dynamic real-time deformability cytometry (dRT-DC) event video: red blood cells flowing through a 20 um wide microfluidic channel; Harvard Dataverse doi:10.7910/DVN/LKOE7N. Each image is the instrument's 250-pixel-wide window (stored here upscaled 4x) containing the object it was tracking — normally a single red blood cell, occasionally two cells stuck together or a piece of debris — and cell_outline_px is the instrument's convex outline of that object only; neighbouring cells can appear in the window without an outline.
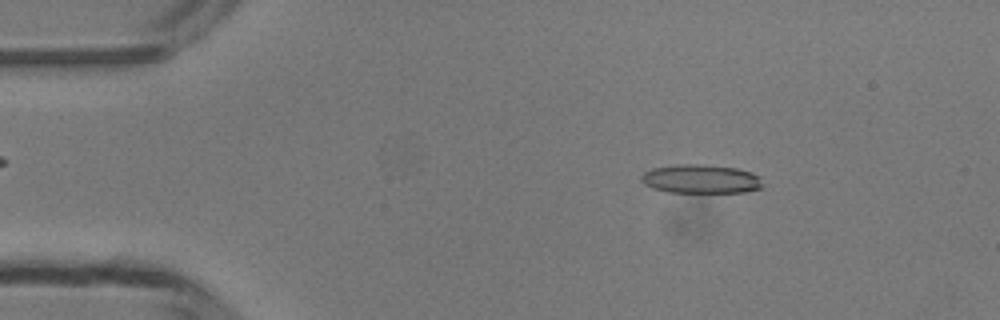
{"species": "common noctule bat (a hibernating species)", "species_latin": "Nyctalus noctula", "temperature_condition": "room temperature", "stored_images_in_passage": 48, "camera_frame_rate_fps": 3000, "um_per_image_px": 0.085, "animal": {"sex": "male", "body_mass_g": 13.3}, "frame": {"image": 1, "passage_image": 7, "time_ms": 2.0, "image_size_px": [1000, 320], "cell_outline_px": [[764, 188], [744, 192], [668, 192], [652, 188], [644, 184], [640, 180], [640, 176], [644, 172], [652, 168], [676, 164], [696, 164], [736, 168], [752, 172], [760, 176]], "centroid_in_image_um": [59.58, 15.21], "position_along_channel_um": 25.4, "area_um2": 20.58}}
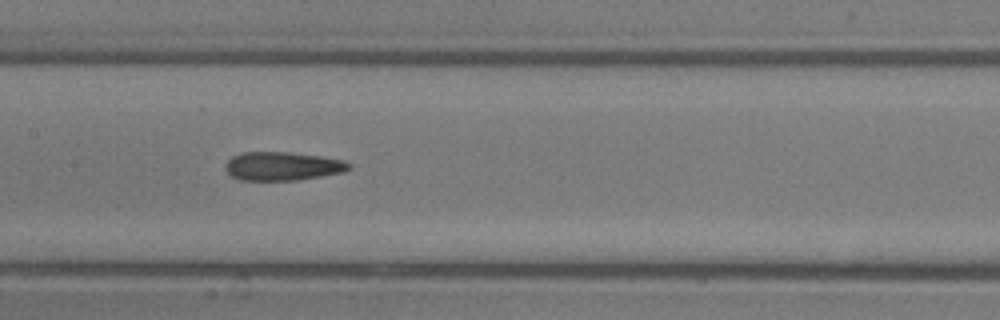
{"frame": {"image": 2, "passage_image": 23, "time_ms": 7.333, "image_size_px": [1000, 320], "cell_outline_px": [[352, 168], [344, 172], [300, 180], [240, 180], [232, 176], [224, 168], [224, 164], [232, 156], [240, 152], [288, 152], [320, 156], [344, 160], [352, 164]], "centroid_in_image_um": [24.03, 14.12], "position_along_channel_um": 183.4, "area_um2": 20.81}}
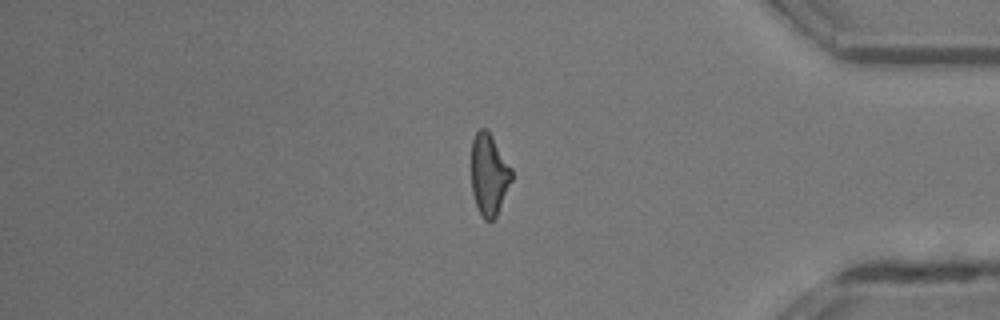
{"frame": {"image": 3, "passage_image": 40, "time_ms": 13.0, "image_size_px": [1000, 320], "cell_outline_px": [[512, 180], [496, 216], [492, 220], [484, 220], [476, 204], [472, 192], [472, 140], [476, 132], [480, 128], [484, 128], [492, 136], [512, 168]], "centroid_in_image_um": [41.57, 14.82], "position_along_channel_um": 393.6, "area_um2": 18.9}, "authors_computed_cell_mechanics": {"area_um2": 20.4323, "velocity_mm_per_s": 4.2215, "shape_relaxation_time_tau1_ms": null, "shape_relaxation_time_tau2_ms": 2.4905, "deformation_change_tau1": null, "deformation_change_tau2": 0.1397}}